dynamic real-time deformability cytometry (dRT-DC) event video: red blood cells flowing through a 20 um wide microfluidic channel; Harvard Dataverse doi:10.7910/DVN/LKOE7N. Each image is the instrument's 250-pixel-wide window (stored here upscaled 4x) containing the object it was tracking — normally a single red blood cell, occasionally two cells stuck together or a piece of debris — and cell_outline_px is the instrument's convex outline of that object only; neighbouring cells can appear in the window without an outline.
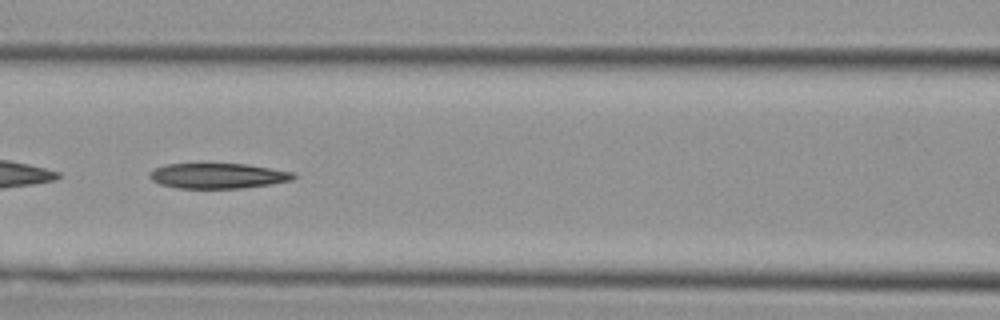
{"species": "Egyptian fruit bat (a non-hibernating species)", "species_latin": "Rousettus aegyptiacus", "temperature_condition": "cold", "stored_images_in_passage": 43, "camera_frame_rate_fps": 3000, "um_per_image_px": 0.085, "animal": {"sex": "female"}, "frame": {"image": 1, "passage_image": 19, "time_ms": 6.0, "image_size_px": [1000, 320], "cell_outline_px": [[296, 176], [292, 180], [272, 184], [244, 188], [176, 188], [160, 184], [152, 180], [148, 176], [148, 172], [156, 168], [168, 164], [248, 164], [296, 172]], "centroid_in_image_um": [18.56, 14.95], "position_along_channel_um": 148.0, "area_um2": 21.33}}
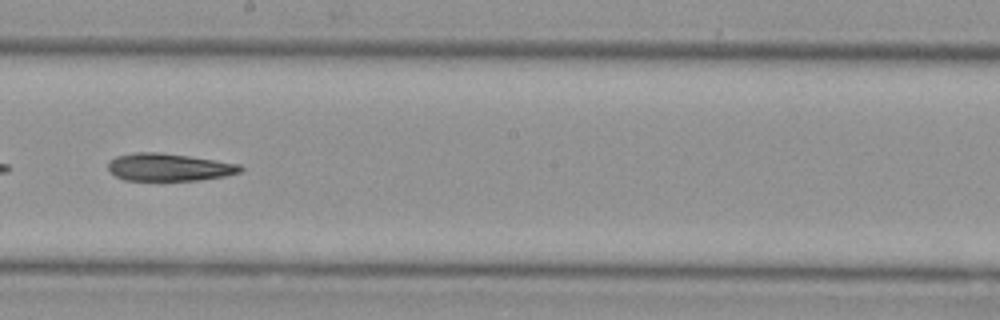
{"frame": {"image": 2, "passage_image": 25, "time_ms": 8.0, "image_size_px": [1000, 320], "cell_outline_px": [[244, 168], [240, 172], [224, 176], [196, 180], [124, 180], [116, 176], [108, 168], [108, 164], [116, 156], [136, 152], [160, 152], [216, 160], [240, 164]], "centroid_in_image_um": [14.37, 14.21], "position_along_channel_um": 233.8, "area_um2": 21.04}}
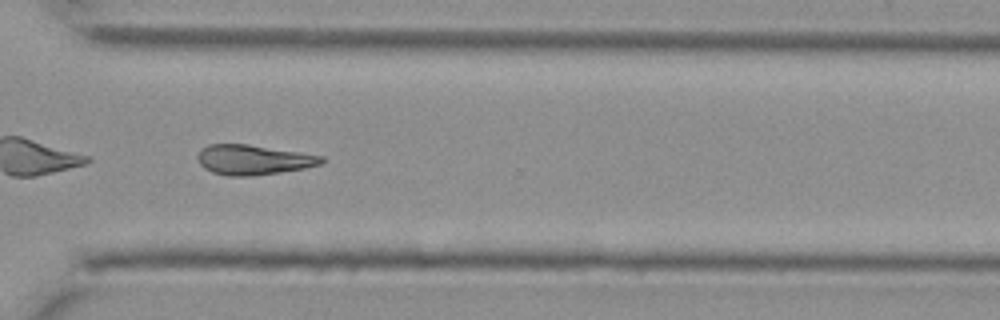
{"frame": {"image": 3, "passage_image": 33, "time_ms": 10.667, "image_size_px": [1000, 320], "cell_outline_px": [[324, 160], [320, 164], [304, 168], [252, 176], [228, 176], [212, 172], [204, 168], [200, 164], [196, 156], [200, 148], [208, 144], [248, 144], [324, 156]], "centroid_in_image_um": [21.47, 13.57], "position_along_channel_um": 349.1, "area_um2": 21.56}}